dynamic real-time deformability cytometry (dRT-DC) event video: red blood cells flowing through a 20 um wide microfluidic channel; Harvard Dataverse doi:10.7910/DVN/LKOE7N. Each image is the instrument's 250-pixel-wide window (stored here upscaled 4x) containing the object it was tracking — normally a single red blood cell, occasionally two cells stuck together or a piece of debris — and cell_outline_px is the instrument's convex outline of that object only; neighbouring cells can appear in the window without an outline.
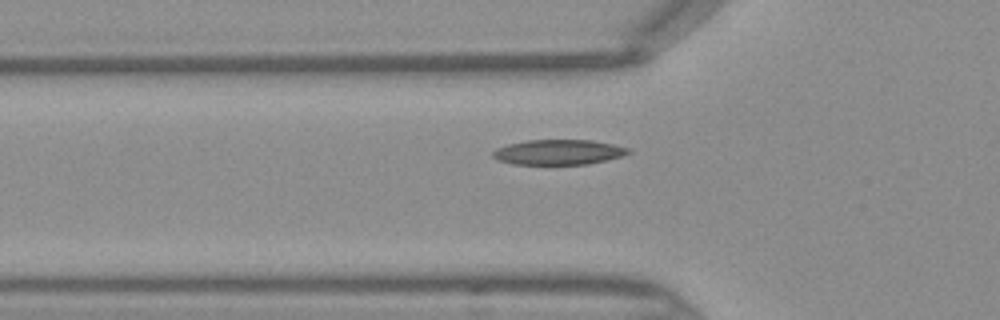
{"species": "Egyptian fruit bat (a non-hibernating species)", "species_latin": "Rousettus aegyptiacus", "temperature_condition": "warm", "stored_images_in_passage": 36, "camera_frame_rate_fps": 3000, "um_per_image_px": 0.085, "frame": {"image": 1, "passage_image": 6, "time_ms": 1.667, "image_size_px": [1000, 320], "cell_outline_px": [[632, 152], [620, 156], [588, 164], [512, 164], [496, 160], [492, 156], [492, 152], [496, 148], [508, 144], [528, 140], [592, 140], [612, 144], [628, 148]], "centroid_in_image_um": [47.42, 12.93], "position_along_channel_um": 78.4, "area_um2": 19.71}}
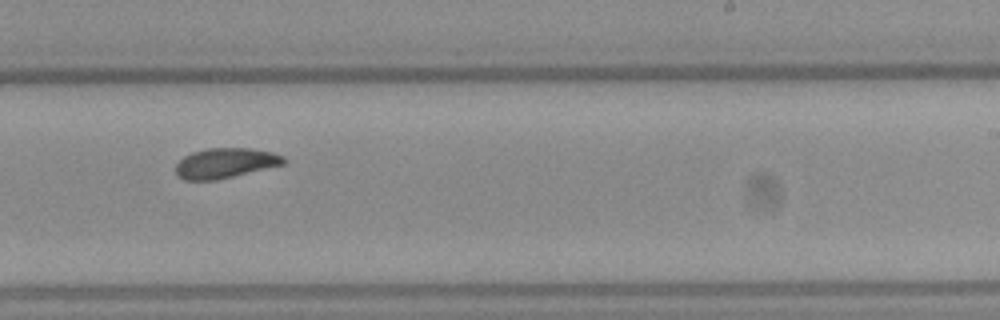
{"frame": {"image": 2, "passage_image": 19, "time_ms": 6.0, "image_size_px": [1000, 320], "cell_outline_px": [[288, 160], [284, 164], [216, 180], [184, 180], [176, 176], [176, 164], [184, 156], [192, 152], [208, 148], [252, 148], [272, 152], [284, 156]], "centroid_in_image_um": [19.15, 13.86], "position_along_channel_um": 269.8, "area_um2": 18.96}}
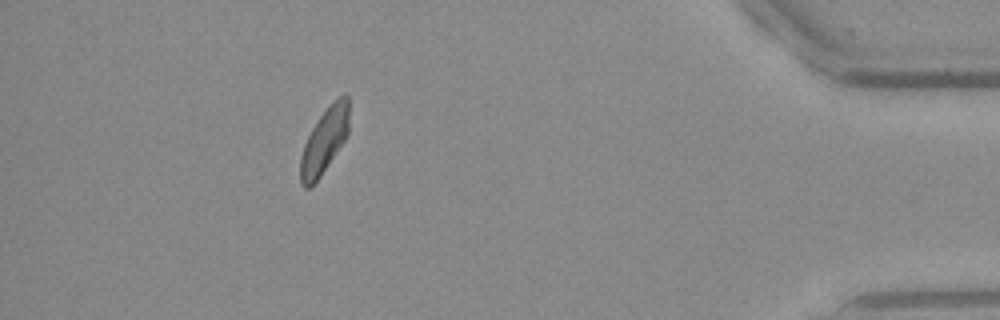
{"frame": {"image": 3, "passage_image": 32, "time_ms": 10.333, "image_size_px": [1000, 320], "cell_outline_px": [[348, 132], [344, 140], [320, 176], [308, 188], [304, 188], [300, 184], [300, 156], [304, 144], [312, 128], [320, 116], [340, 96], [348, 96]], "centroid_in_image_um": [27.53, 12.02], "position_along_channel_um": 407.7, "area_um2": 17.8}}